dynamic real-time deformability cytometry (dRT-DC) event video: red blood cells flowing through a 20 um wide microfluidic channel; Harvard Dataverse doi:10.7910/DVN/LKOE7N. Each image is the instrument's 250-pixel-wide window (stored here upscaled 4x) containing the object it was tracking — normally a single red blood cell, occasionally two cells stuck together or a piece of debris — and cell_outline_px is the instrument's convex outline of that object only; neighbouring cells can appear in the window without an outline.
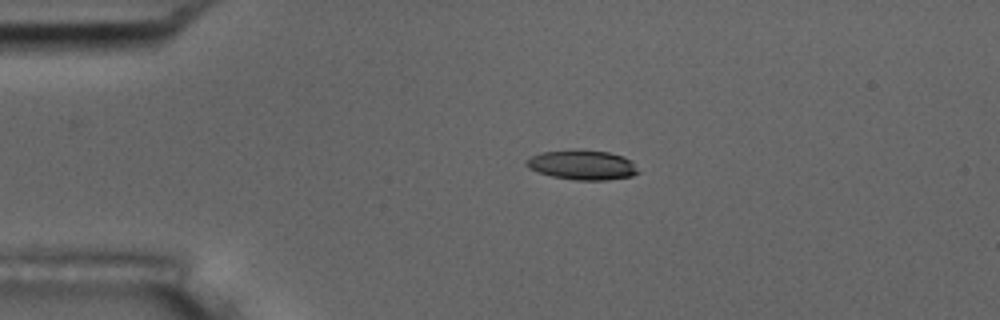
{"species": "common noctule bat (a hibernating species)", "species_latin": "Nyctalus noctula", "temperature_condition": "room temperature", "stored_images_in_passage": 45, "camera_frame_rate_fps": 3000, "um_per_image_px": 0.085, "animal": {"sex": "male", "body_mass_g": 17.5, "forearm_length_mm": 52.3}, "frame": {"image": 1, "passage_image": 1, "time_ms": 0.0, "image_size_px": [1000, 320], "cell_outline_px": [[640, 172], [632, 176], [608, 180], [576, 180], [552, 176], [528, 168], [524, 164], [524, 160], [532, 156], [544, 152], [608, 152], [624, 156], [632, 160]], "centroid_in_image_um": [49.54, 14.06], "position_along_channel_um": 35.5, "area_um2": 18.73}}
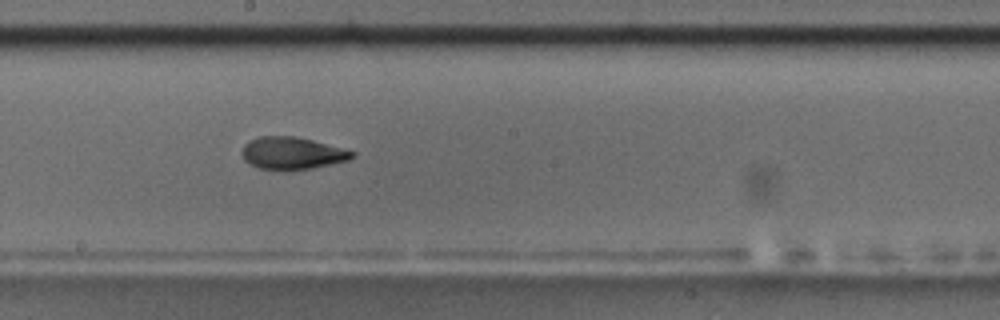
{"frame": {"image": 2, "passage_image": 20, "time_ms": 6.333, "image_size_px": [1000, 320], "cell_outline_px": [[356, 152], [348, 160], [312, 168], [288, 172], [260, 168], [244, 160], [240, 152], [244, 144], [248, 140], [260, 136], [296, 136], [312, 140]], "centroid_in_image_um": [24.77, 13.03], "position_along_channel_um": 223.4, "area_um2": 20.92}}
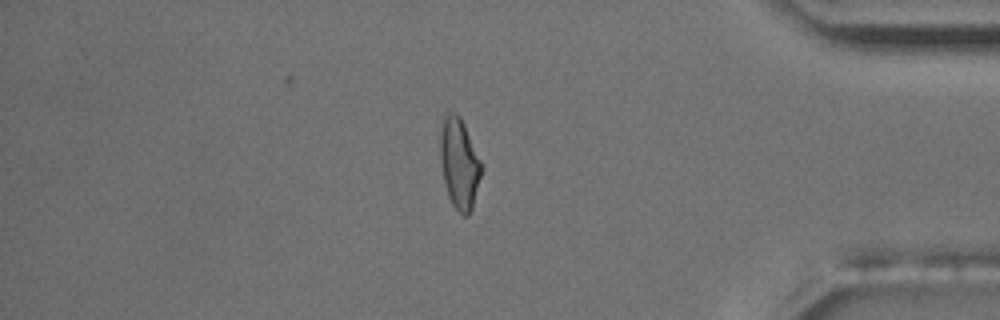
{"frame": {"image": 3, "passage_image": 37, "time_ms": 12.0, "image_size_px": [1000, 320], "cell_outline_px": [[484, 168], [472, 208], [468, 216], [464, 216], [452, 204], [448, 196], [444, 180], [440, 160], [440, 116], [448, 112], [456, 112], [460, 116], [484, 164]], "centroid_in_image_um": [39.05, 13.83], "position_along_channel_um": 396.1, "area_um2": 22.37}, "authors_computed_cell_mechanics": {"area_um2": 20.5768, "velocity_mm_per_s": 3.5787, "shape_relaxation_time_tau1_ms": 6.8252, "shape_relaxation_time_tau2_ms": 2.7645, "deformation_change_tau1": 0.1898, "deformation_change_tau2": 0.0996}}